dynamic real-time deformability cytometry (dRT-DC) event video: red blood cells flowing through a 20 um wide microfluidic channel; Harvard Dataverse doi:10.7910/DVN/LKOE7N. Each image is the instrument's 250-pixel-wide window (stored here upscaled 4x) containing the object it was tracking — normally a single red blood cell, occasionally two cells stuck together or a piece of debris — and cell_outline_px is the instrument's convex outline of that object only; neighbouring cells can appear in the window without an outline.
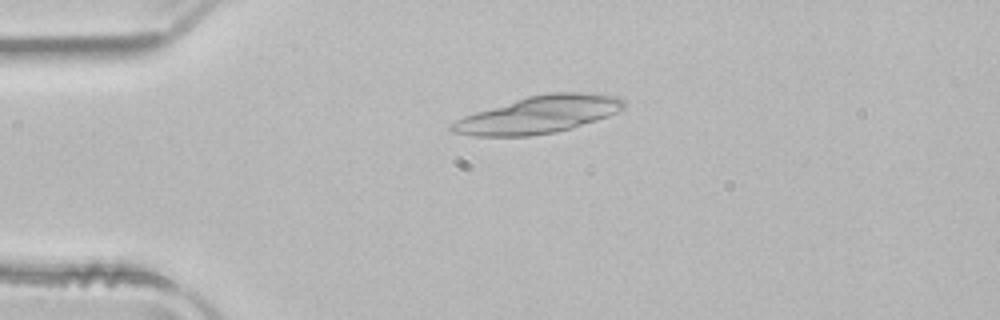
{"species": "common noctule bat (a hibernating species)", "species_latin": "Nyctalus noctula", "temperature_condition": "room temperature", "stored_images_in_passage": 51, "camera_frame_rate_fps": 3000, "um_per_image_px": 0.085, "animal": {"sex": "male", "body_mass_g": 21.5, "forearm_length_mm": 52.0}, "frame": {"image": 1, "passage_image": 12, "time_ms": 3.667, "image_size_px": [1000, 320], "cell_outline_px": [[624, 108], [608, 116], [572, 128], [556, 132], [528, 136], [472, 136], [452, 132], [448, 128], [448, 124], [464, 116], [476, 112], [528, 96], [548, 92], [580, 92], [620, 96], [624, 100]], "centroid_in_image_um": [45.77, 9.75], "position_along_channel_um": 39.2, "area_um2": 37.28}}